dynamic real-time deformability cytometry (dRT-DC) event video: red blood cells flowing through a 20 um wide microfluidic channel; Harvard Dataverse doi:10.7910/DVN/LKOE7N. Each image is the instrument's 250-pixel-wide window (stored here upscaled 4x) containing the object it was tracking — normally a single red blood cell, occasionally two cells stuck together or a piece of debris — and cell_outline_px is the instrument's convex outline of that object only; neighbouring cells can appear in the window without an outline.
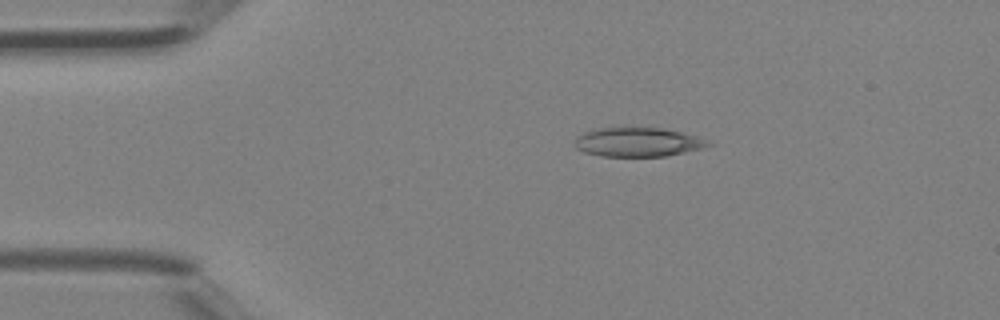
{"species": "Egyptian fruit bat (a non-hibernating species)", "species_latin": "Rousettus aegyptiacus", "temperature_condition": "room temperature", "stored_images_in_passage": 34, "camera_frame_rate_fps": 3000, "um_per_image_px": 0.085, "animal": {"sex": "female"}, "frame": {"image": 1, "passage_image": 1, "time_ms": 0.0, "image_size_px": [1000, 320], "cell_outline_px": [[712, 144], [704, 148], [664, 156], [600, 156], [584, 152], [576, 148], [572, 144], [584, 132], [592, 128], [624, 124], [660, 128], [680, 132], [696, 136]], "centroid_in_image_um": [54.12, 12.03], "position_along_channel_um": 30.9, "area_um2": 23.35}}
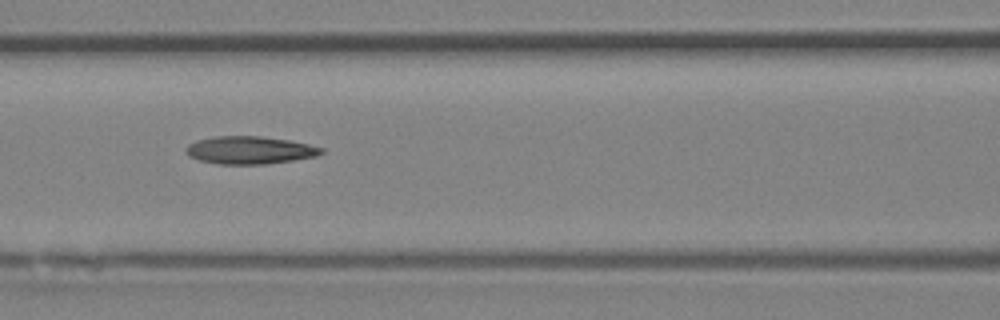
{"frame": {"image": 2, "passage_image": 11, "time_ms": 3.333, "image_size_px": [1000, 320], "cell_outline_px": [[324, 152], [316, 156], [292, 160], [264, 164], [220, 164], [200, 160], [188, 156], [184, 152], [184, 148], [188, 144], [196, 140], [216, 136], [260, 136], [288, 140], [308, 144], [324, 148]], "centroid_in_image_um": [21.19, 12.76], "position_along_channel_um": 145.4, "area_um2": 21.85}}
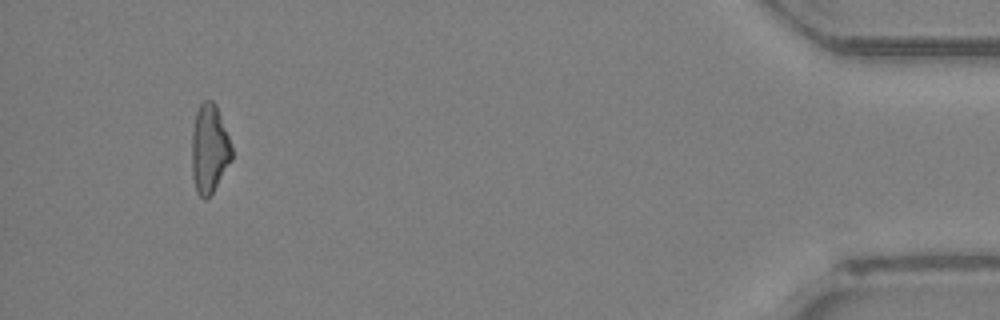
{"frame": {"image": 3, "passage_image": 32, "time_ms": 10.333, "image_size_px": [1000, 320], "cell_outline_px": [[232, 160], [212, 192], [204, 200], [196, 192], [192, 176], [192, 132], [196, 112], [200, 104], [204, 100], [212, 100], [216, 104], [228, 136], [232, 148]], "centroid_in_image_um": [17.79, 12.64], "position_along_channel_um": 417.4, "area_um2": 20.58}}